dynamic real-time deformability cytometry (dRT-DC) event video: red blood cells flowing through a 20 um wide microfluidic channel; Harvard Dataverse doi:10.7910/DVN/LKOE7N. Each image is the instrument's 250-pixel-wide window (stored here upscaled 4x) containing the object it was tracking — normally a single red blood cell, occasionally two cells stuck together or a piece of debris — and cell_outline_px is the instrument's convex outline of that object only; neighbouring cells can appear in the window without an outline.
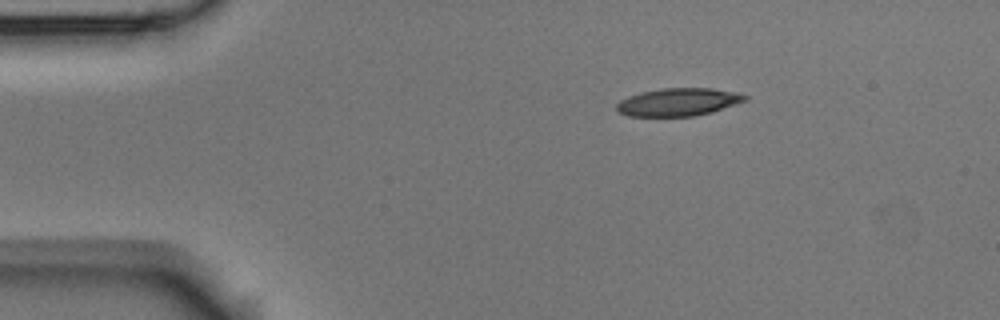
{"species": "Egyptian fruit bat (a non-hibernating species)", "species_latin": "Rousettus aegyptiacus", "temperature_condition": "room temperature", "stored_images_in_passage": 2, "camera_frame_rate_fps": 3000, "um_per_image_px": 0.085, "animal": {"sex": "male"}, "frame": {"image": 1, "passage_image": 1, "time_ms": 0.0, "image_size_px": [1000, 320], "cell_outline_px": [[748, 100], [712, 112], [692, 116], [628, 116], [616, 112], [616, 104], [620, 100], [628, 96], [644, 92], [664, 88], [712, 88], [736, 92], [748, 96]], "centroid_in_image_um": [57.66, 8.68], "position_along_channel_um": 27.3, "area_um2": 20.81}}